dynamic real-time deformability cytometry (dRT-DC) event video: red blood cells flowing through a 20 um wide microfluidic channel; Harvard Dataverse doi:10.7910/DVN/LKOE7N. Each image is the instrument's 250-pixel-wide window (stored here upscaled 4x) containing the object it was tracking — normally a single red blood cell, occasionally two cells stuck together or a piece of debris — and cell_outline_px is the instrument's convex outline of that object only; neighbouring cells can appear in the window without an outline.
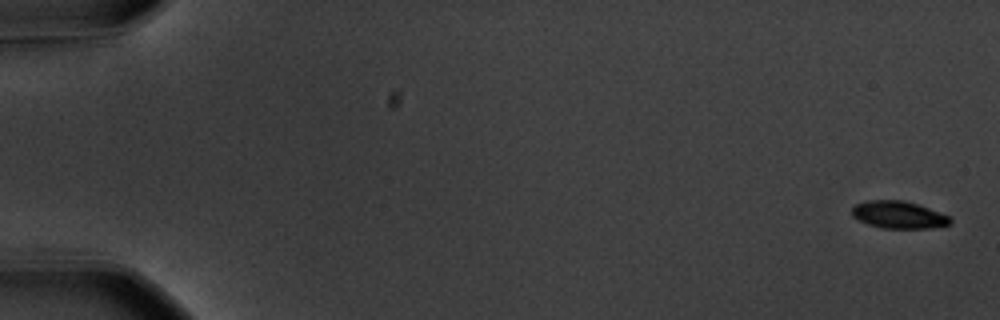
{"species": "common noctule bat (a hibernating species)", "species_latin": "Nyctalus noctula", "temperature_condition": "warm", "stored_images_in_passage": 58, "segment_of_instrument_passage": [1, 2], "camera_frame_rate_fps": 3000, "um_per_image_px": 0.085, "animal": {"sex": "male", "body_mass_g": 20.1, "forearm_length_mm": 53.5}, "frame": {"image": 1, "passage_image": 1, "time_ms": 0.0, "image_size_px": [1000, 320], "cell_outline_px": [[952, 220], [948, 224], [928, 228], [880, 228], [868, 224], [852, 216], [852, 208], [856, 204], [868, 200], [904, 200], [928, 208], [948, 216]], "centroid_in_image_um": [76.33, 18.25], "position_along_channel_um": 8.7, "area_um2": 15.37}}
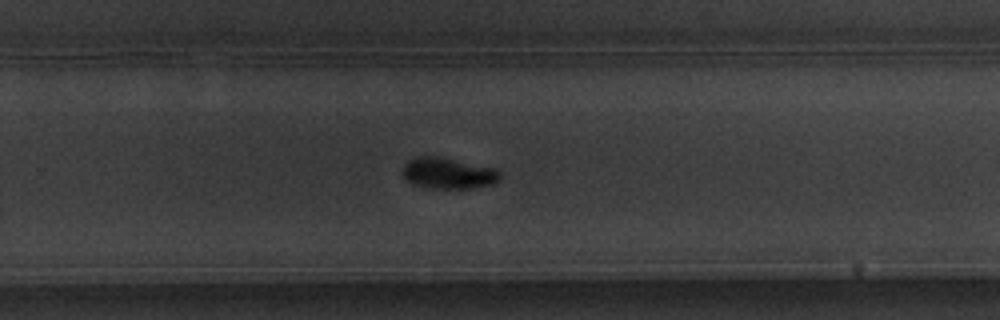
{"frame": {"image": 2, "passage_image": 38, "time_ms": 12.333, "image_size_px": [1000, 320], "cell_outline_px": [[500, 180], [492, 184], [472, 188], [424, 188], [412, 184], [404, 180], [400, 172], [404, 164], [408, 160], [416, 156], [440, 156], [496, 168], [500, 172]], "centroid_in_image_um": [38.04, 14.72], "position_along_channel_um": 291.8, "area_um2": 18.15}}
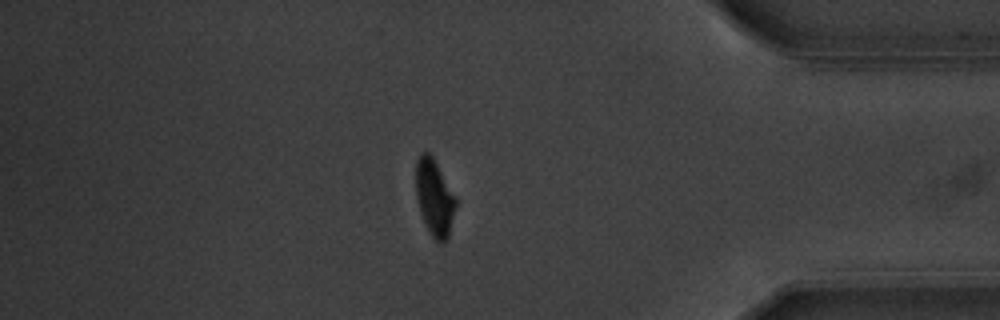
{"frame": {"image": 3, "passage_image": 49, "time_ms": 16.0, "image_size_px": [1000, 320], "cell_outline_px": [[456, 208], [448, 240], [444, 244], [440, 244], [432, 236], [424, 220], [416, 196], [416, 160], [420, 152], [428, 152], [432, 156], [456, 196]], "centroid_in_image_um": [36.95, 16.8], "position_along_channel_um": 398.2, "area_um2": 17.8}}